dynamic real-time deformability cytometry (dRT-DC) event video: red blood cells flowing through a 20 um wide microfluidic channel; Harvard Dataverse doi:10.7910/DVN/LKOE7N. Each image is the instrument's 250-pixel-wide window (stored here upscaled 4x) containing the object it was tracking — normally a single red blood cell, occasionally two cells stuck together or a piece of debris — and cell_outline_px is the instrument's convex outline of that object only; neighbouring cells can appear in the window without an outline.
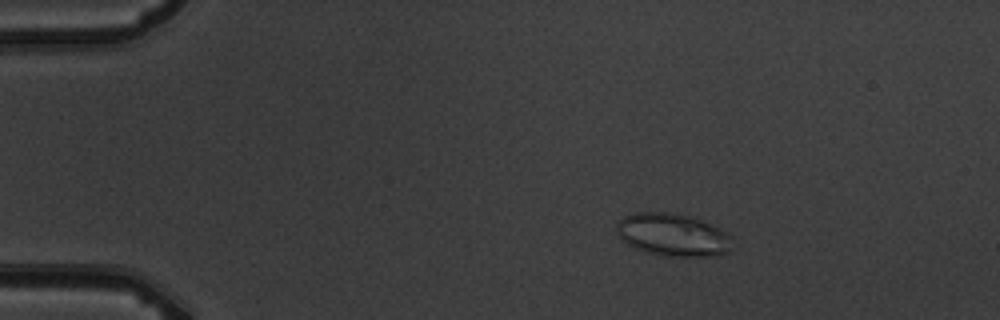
{"species": "common noctule bat (a hibernating species)", "species_latin": "Nyctalus noctula", "temperature_condition": "warm", "stored_images_in_passage": 4, "camera_frame_rate_fps": 3000, "um_per_image_px": 0.085, "animal": {"sex": "male", "body_mass_g": 19.5, "forearm_length_mm": 54.6}, "frame": {"image": 1, "passage_image": 2, "time_ms": 1.0, "image_size_px": [1000, 320], "cell_outline_px": [[732, 252], [720, 256], [664, 256], [644, 252], [620, 240], [616, 232], [616, 224], [624, 216], [636, 212], [680, 212], [692, 216], [728, 232], [732, 236]], "centroid_in_image_um": [57.22, 19.96], "position_along_channel_um": 27.8, "area_um2": 29.54}}